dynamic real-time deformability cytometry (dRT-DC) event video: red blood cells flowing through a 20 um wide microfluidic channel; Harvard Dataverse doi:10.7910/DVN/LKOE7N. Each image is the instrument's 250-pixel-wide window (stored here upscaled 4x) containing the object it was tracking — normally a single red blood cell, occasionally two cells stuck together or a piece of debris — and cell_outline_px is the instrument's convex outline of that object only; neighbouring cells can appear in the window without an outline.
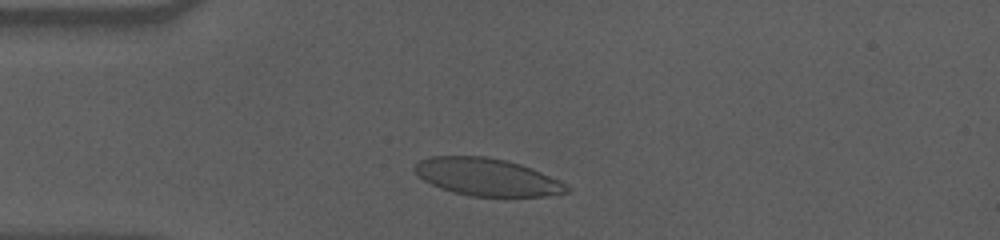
{"species": "human", "species_latin": "Homo sapiens", "temperature_condition": "cold", "stored_images_in_passage": 36, "camera_frame_rate_fps": 3000, "um_per_image_px": 0.085, "donor": {"sex": "male"}, "frame": {"image": 1, "passage_image": 3, "time_ms": 0.667, "image_size_px": [1000, 240], "cell_outline_px": [[572, 188], [568, 192], [544, 196], [468, 196], [452, 192], [440, 188], [424, 180], [412, 168], [420, 160], [428, 156], [484, 156], [504, 160], [520, 164], [532, 168], [560, 180]], "centroid_in_image_um": [41.4, 15.05], "position_along_channel_um": 43.6, "area_um2": 33.18}}
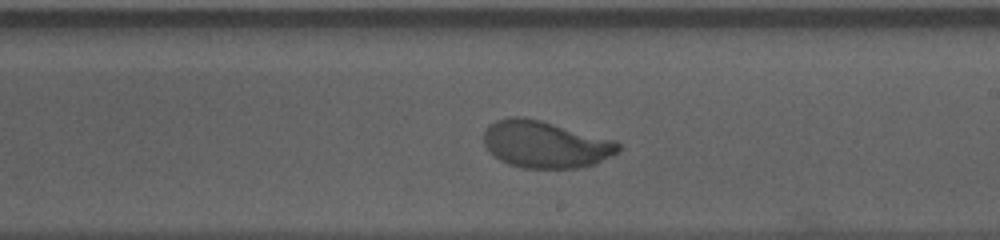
{"frame": {"image": 2, "passage_image": 22, "time_ms": 7.0, "image_size_px": [1000, 240], "cell_outline_px": [[620, 152], [596, 164], [580, 168], [524, 168], [508, 164], [500, 160], [488, 152], [484, 144], [484, 132], [488, 124], [496, 120], [508, 116], [524, 116], [540, 120], [616, 140], [620, 144]], "centroid_in_image_um": [46.36, 12.27], "position_along_channel_um": 242.6, "area_um2": 37.4}}
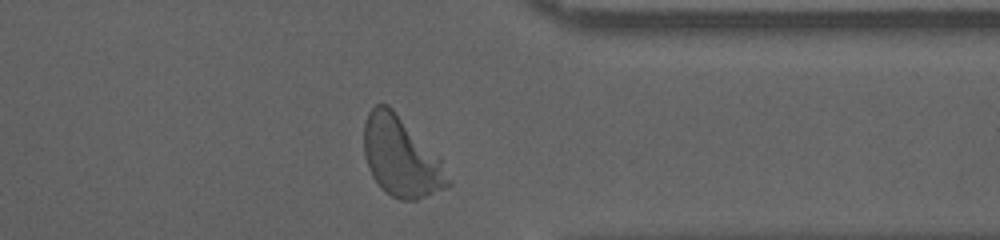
{"frame": {"image": 3, "passage_image": 34, "time_ms": 11.0, "image_size_px": [1000, 240], "cell_outline_px": [[452, 184], [448, 188], [416, 200], [400, 200], [392, 196], [372, 176], [368, 168], [364, 156], [364, 124], [368, 112], [376, 104], [388, 104], [440, 156]], "centroid_in_image_um": [34.12, 13.33], "position_along_channel_um": 377.3, "area_um2": 39.07}, "authors_computed_cell_mechanics": {"area_um2": 36.7319, "velocity_mm_per_s": 3.5124, "shape_relaxation_time_tau1_ms": 2.6085, "shape_relaxation_time_tau2_ms": null, "deformation_change_tau1": 0.1468, "deformation_change_tau2": null}}